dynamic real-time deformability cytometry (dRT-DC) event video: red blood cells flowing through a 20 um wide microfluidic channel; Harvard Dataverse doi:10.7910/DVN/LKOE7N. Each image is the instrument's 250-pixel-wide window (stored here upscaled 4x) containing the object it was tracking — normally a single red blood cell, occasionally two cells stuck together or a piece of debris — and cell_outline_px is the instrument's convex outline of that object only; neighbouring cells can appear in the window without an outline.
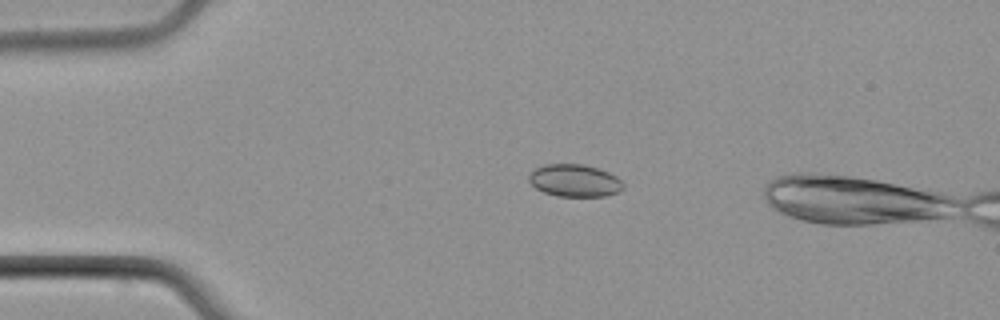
{"species": "common noctule bat (a hibernating species)", "species_latin": "Nyctalus noctula", "temperature_condition": "cold", "stored_images_in_passage": 4, "camera_frame_rate_fps": 3000, "um_per_image_px": 0.085, "animal": {"sex": "male", "body_mass_g": 21.5, "forearm_length_mm": 52.0}, "frame": {"image": 1, "passage_image": 2, "time_ms": 1.333, "image_size_px": [1000, 320], "cell_outline_px": [[624, 188], [616, 192], [604, 196], [556, 196], [544, 192], [536, 188], [528, 180], [528, 176], [536, 168], [544, 164], [580, 164], [596, 168], [608, 172], [616, 176], [624, 184]], "centroid_in_image_um": [48.83, 15.35], "position_along_channel_um": 36.2, "area_um2": 17.63}}